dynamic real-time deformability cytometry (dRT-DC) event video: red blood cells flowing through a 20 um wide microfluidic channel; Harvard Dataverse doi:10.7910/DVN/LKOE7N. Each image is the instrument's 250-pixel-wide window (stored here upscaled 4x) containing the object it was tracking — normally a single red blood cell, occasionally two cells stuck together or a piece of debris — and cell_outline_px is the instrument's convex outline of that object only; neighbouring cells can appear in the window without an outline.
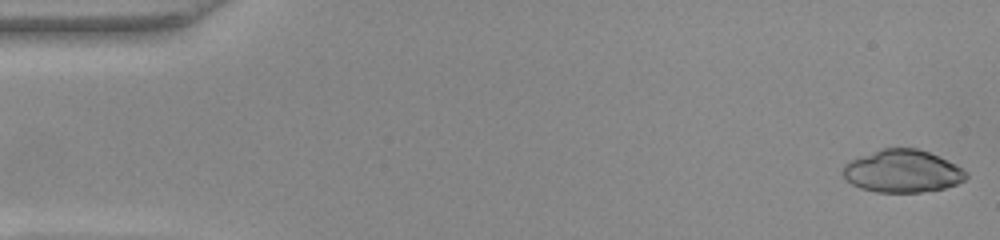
{"species": "common noctule bat (a hibernating species)", "species_latin": "Nyctalus noctula", "temperature_condition": "warm", "stored_images_in_passage": 45, "camera_frame_rate_fps": 3000, "um_per_image_px": 0.085, "animal": {"sex": "female", "body_mass_g": 22.0, "forearm_length_mm": 56.7}, "frame": {"image": 1, "passage_image": 1, "time_ms": 0.0, "image_size_px": [1000, 240], "cell_outline_px": [[968, 176], [964, 180], [956, 184], [944, 188], [920, 192], [876, 192], [860, 188], [852, 184], [844, 176], [844, 164], [860, 156], [884, 148], [916, 148], [928, 152], [968, 172]], "centroid_in_image_um": [76.69, 14.56], "position_along_channel_um": 8.3, "area_um2": 30.0}}